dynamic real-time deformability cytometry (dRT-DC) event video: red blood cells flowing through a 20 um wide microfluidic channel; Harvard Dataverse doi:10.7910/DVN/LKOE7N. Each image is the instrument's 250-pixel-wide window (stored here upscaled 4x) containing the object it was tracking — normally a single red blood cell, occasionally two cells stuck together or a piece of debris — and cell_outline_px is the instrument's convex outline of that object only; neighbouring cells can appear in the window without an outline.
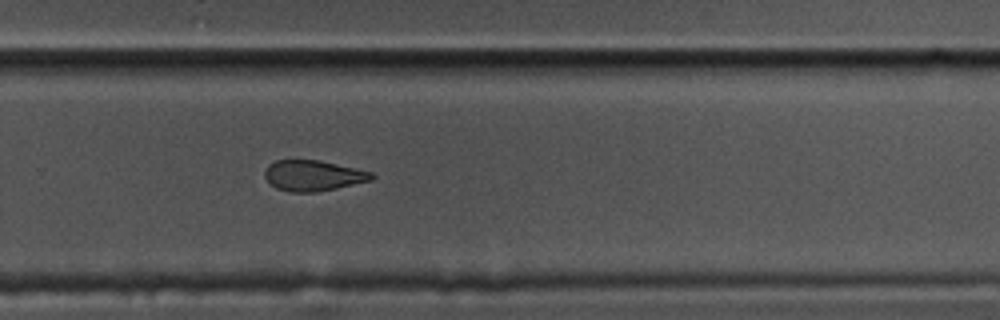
{"species": "common noctule bat (a hibernating species)", "species_latin": "Nyctalus noctula", "temperature_condition": "cold", "stored_images_in_passage": 37, "camera_frame_rate_fps": 3000, "um_per_image_px": 0.085, "animal": {"sex": "male", "body_mass_g": 17.5, "forearm_length_mm": 52.3}, "frame": {"image": 1, "passage_image": 22, "time_ms": 7.0, "image_size_px": [1000, 320], "cell_outline_px": [[376, 176], [372, 180], [336, 188], [316, 192], [292, 192], [276, 188], [268, 184], [264, 176], [264, 172], [268, 164], [276, 160], [320, 160], [372, 172]], "centroid_in_image_um": [26.59, 14.92], "position_along_channel_um": 303.2, "area_um2": 19.19}, "authors_computed_cell_mechanics": {"area_um2": 20.4612, "velocity_mm_per_s": 3.5311, "shape_relaxation_time_tau1_ms": null, "shape_relaxation_time_tau2_ms": 6.5469, "deformation_change_tau1": null, "deformation_change_tau2": 0.1393}}